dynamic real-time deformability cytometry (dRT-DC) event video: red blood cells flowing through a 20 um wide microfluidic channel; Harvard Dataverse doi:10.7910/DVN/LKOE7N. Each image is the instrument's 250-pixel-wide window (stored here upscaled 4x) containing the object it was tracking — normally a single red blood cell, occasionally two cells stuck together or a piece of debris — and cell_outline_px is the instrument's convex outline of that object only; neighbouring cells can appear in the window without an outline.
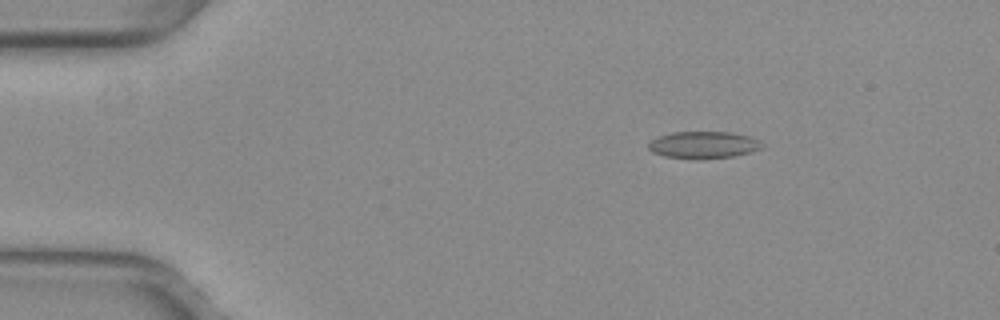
{"species": "common noctule bat (a hibernating species)", "species_latin": "Nyctalus noctula", "temperature_condition": "warm", "stored_images_in_passage": 45, "camera_frame_rate_fps": 3000, "um_per_image_px": 0.085, "animal": {"sex": "female", "body_mass_g": 29.2, "forearm_length_mm": 56.3}, "frame": {"image": 1, "passage_image": 1, "time_ms": 0.0, "image_size_px": [1000, 320], "cell_outline_px": [[764, 148], [752, 152], [732, 156], [700, 160], [664, 156], [652, 152], [648, 148], [648, 144], [652, 140], [660, 136], [672, 132], [732, 132], [748, 136], [764, 144]], "centroid_in_image_um": [59.81, 12.33], "position_along_channel_um": 25.2, "area_um2": 17.98}}
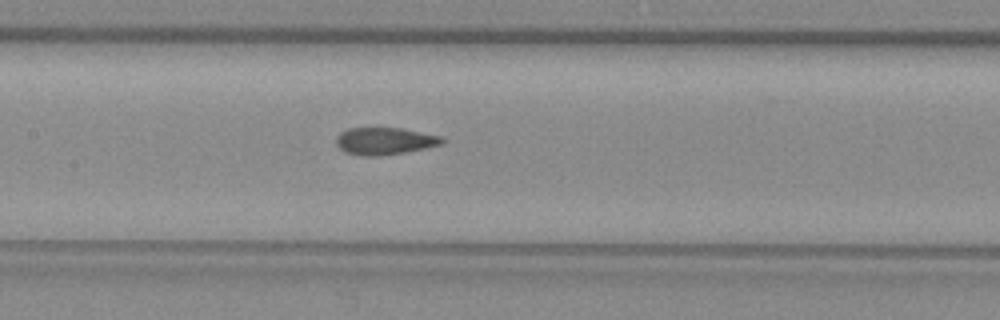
{"frame": {"image": 2, "passage_image": 18, "time_ms": 5.667, "image_size_px": [1000, 320], "cell_outline_px": [[444, 144], [404, 152], [380, 156], [364, 156], [344, 152], [336, 144], [336, 136], [340, 132], [348, 128], [400, 128], [440, 136], [444, 140]], "centroid_in_image_um": [32.66, 11.99], "position_along_channel_um": 174.7, "area_um2": 16.7}}
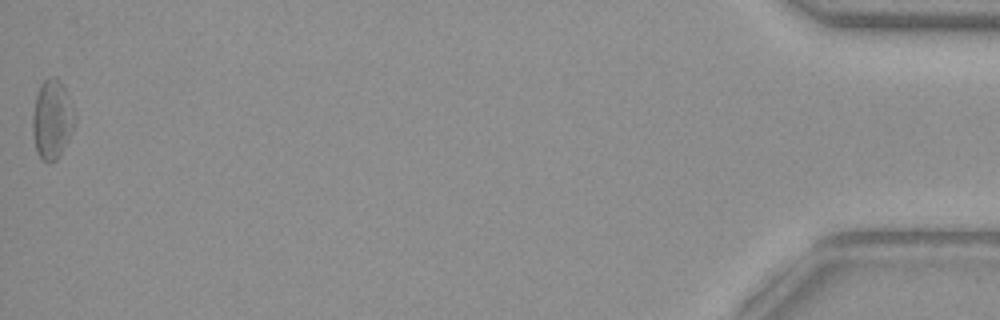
{"frame": {"image": 3, "passage_image": 45, "time_ms": 14.667, "image_size_px": [1000, 320], "cell_outline_px": [[76, 120], [68, 140], [56, 160], [48, 164], [40, 160], [36, 152], [32, 132], [32, 116], [36, 96], [40, 84], [48, 76], [56, 76], [60, 80], [64, 88], [76, 116]], "centroid_in_image_um": [4.4, 10.17], "position_along_channel_um": 430.8, "area_um2": 19.65}, "authors_computed_cell_mechanics": {"area_um2": 17.2822, "velocity_mm_per_s": 3.975, "shape_relaxation_time_tau1_ms": null, "shape_relaxation_time_tau2_ms": 0.7377, "deformation_change_tau1": null, "deformation_change_tau2": 0.0483}}